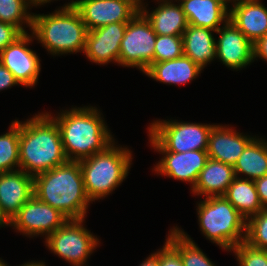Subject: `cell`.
I'll return each instance as SVG.
<instances>
[{
	"label": "cell",
	"mask_w": 267,
	"mask_h": 266,
	"mask_svg": "<svg viewBox=\"0 0 267 266\" xmlns=\"http://www.w3.org/2000/svg\"><path fill=\"white\" fill-rule=\"evenodd\" d=\"M23 122V123H22ZM20 121L19 169L35 177L68 161L56 121L47 113Z\"/></svg>",
	"instance_id": "1"
},
{
	"label": "cell",
	"mask_w": 267,
	"mask_h": 266,
	"mask_svg": "<svg viewBox=\"0 0 267 266\" xmlns=\"http://www.w3.org/2000/svg\"><path fill=\"white\" fill-rule=\"evenodd\" d=\"M59 127L68 161H80L105 150L115 140L102 113L93 106L73 107L58 115L47 112Z\"/></svg>",
	"instance_id": "2"
},
{
	"label": "cell",
	"mask_w": 267,
	"mask_h": 266,
	"mask_svg": "<svg viewBox=\"0 0 267 266\" xmlns=\"http://www.w3.org/2000/svg\"><path fill=\"white\" fill-rule=\"evenodd\" d=\"M34 195L68 219L86 217L90 204L79 161H67L34 177Z\"/></svg>",
	"instance_id": "3"
},
{
	"label": "cell",
	"mask_w": 267,
	"mask_h": 266,
	"mask_svg": "<svg viewBox=\"0 0 267 266\" xmlns=\"http://www.w3.org/2000/svg\"><path fill=\"white\" fill-rule=\"evenodd\" d=\"M34 14L31 33L51 55L84 53L88 29L74 6Z\"/></svg>",
	"instance_id": "4"
},
{
	"label": "cell",
	"mask_w": 267,
	"mask_h": 266,
	"mask_svg": "<svg viewBox=\"0 0 267 266\" xmlns=\"http://www.w3.org/2000/svg\"><path fill=\"white\" fill-rule=\"evenodd\" d=\"M114 141L105 150L79 161L84 187L91 203L108 196L128 176L132 151Z\"/></svg>",
	"instance_id": "5"
},
{
	"label": "cell",
	"mask_w": 267,
	"mask_h": 266,
	"mask_svg": "<svg viewBox=\"0 0 267 266\" xmlns=\"http://www.w3.org/2000/svg\"><path fill=\"white\" fill-rule=\"evenodd\" d=\"M200 231L221 249L230 251L245 241L247 220L224 196H209L197 206Z\"/></svg>",
	"instance_id": "6"
},
{
	"label": "cell",
	"mask_w": 267,
	"mask_h": 266,
	"mask_svg": "<svg viewBox=\"0 0 267 266\" xmlns=\"http://www.w3.org/2000/svg\"><path fill=\"white\" fill-rule=\"evenodd\" d=\"M83 219H69L45 239L46 246L55 255L72 266L86 265L87 258L100 245L96 235L83 226Z\"/></svg>",
	"instance_id": "7"
},
{
	"label": "cell",
	"mask_w": 267,
	"mask_h": 266,
	"mask_svg": "<svg viewBox=\"0 0 267 266\" xmlns=\"http://www.w3.org/2000/svg\"><path fill=\"white\" fill-rule=\"evenodd\" d=\"M214 124L154 120L148 127L150 134L166 151L181 153L207 150Z\"/></svg>",
	"instance_id": "8"
},
{
	"label": "cell",
	"mask_w": 267,
	"mask_h": 266,
	"mask_svg": "<svg viewBox=\"0 0 267 266\" xmlns=\"http://www.w3.org/2000/svg\"><path fill=\"white\" fill-rule=\"evenodd\" d=\"M156 38L151 23L139 11L127 23L120 45L119 65L136 67L144 73L154 63Z\"/></svg>",
	"instance_id": "9"
},
{
	"label": "cell",
	"mask_w": 267,
	"mask_h": 266,
	"mask_svg": "<svg viewBox=\"0 0 267 266\" xmlns=\"http://www.w3.org/2000/svg\"><path fill=\"white\" fill-rule=\"evenodd\" d=\"M74 6L88 31L111 23H128L139 11L134 0H71L63 7Z\"/></svg>",
	"instance_id": "10"
},
{
	"label": "cell",
	"mask_w": 267,
	"mask_h": 266,
	"mask_svg": "<svg viewBox=\"0 0 267 266\" xmlns=\"http://www.w3.org/2000/svg\"><path fill=\"white\" fill-rule=\"evenodd\" d=\"M68 220L59 210L33 195L12 218L11 226L22 235L28 237L42 235L46 238Z\"/></svg>",
	"instance_id": "11"
},
{
	"label": "cell",
	"mask_w": 267,
	"mask_h": 266,
	"mask_svg": "<svg viewBox=\"0 0 267 266\" xmlns=\"http://www.w3.org/2000/svg\"><path fill=\"white\" fill-rule=\"evenodd\" d=\"M149 142L155 151L164 157L155 165V173L191 184V190L200 171L208 160L207 150H194L181 153L166 151L150 134Z\"/></svg>",
	"instance_id": "12"
},
{
	"label": "cell",
	"mask_w": 267,
	"mask_h": 266,
	"mask_svg": "<svg viewBox=\"0 0 267 266\" xmlns=\"http://www.w3.org/2000/svg\"><path fill=\"white\" fill-rule=\"evenodd\" d=\"M33 38V33H23L0 51V63L13 74L19 85L24 87L35 86L41 71V60L36 52L28 47Z\"/></svg>",
	"instance_id": "13"
},
{
	"label": "cell",
	"mask_w": 267,
	"mask_h": 266,
	"mask_svg": "<svg viewBox=\"0 0 267 266\" xmlns=\"http://www.w3.org/2000/svg\"><path fill=\"white\" fill-rule=\"evenodd\" d=\"M216 39V58L233 70H241L254 61L253 43L228 19Z\"/></svg>",
	"instance_id": "14"
},
{
	"label": "cell",
	"mask_w": 267,
	"mask_h": 266,
	"mask_svg": "<svg viewBox=\"0 0 267 266\" xmlns=\"http://www.w3.org/2000/svg\"><path fill=\"white\" fill-rule=\"evenodd\" d=\"M126 26L127 23H111L88 31L84 55L96 64H119L120 45Z\"/></svg>",
	"instance_id": "15"
},
{
	"label": "cell",
	"mask_w": 267,
	"mask_h": 266,
	"mask_svg": "<svg viewBox=\"0 0 267 266\" xmlns=\"http://www.w3.org/2000/svg\"><path fill=\"white\" fill-rule=\"evenodd\" d=\"M33 195L34 177L20 169L0 174V207L10 220Z\"/></svg>",
	"instance_id": "16"
},
{
	"label": "cell",
	"mask_w": 267,
	"mask_h": 266,
	"mask_svg": "<svg viewBox=\"0 0 267 266\" xmlns=\"http://www.w3.org/2000/svg\"><path fill=\"white\" fill-rule=\"evenodd\" d=\"M255 137L242 135L228 125H214L208 141V157L234 167L245 147Z\"/></svg>",
	"instance_id": "17"
},
{
	"label": "cell",
	"mask_w": 267,
	"mask_h": 266,
	"mask_svg": "<svg viewBox=\"0 0 267 266\" xmlns=\"http://www.w3.org/2000/svg\"><path fill=\"white\" fill-rule=\"evenodd\" d=\"M229 19L253 44L267 34V7L260 0H231Z\"/></svg>",
	"instance_id": "18"
},
{
	"label": "cell",
	"mask_w": 267,
	"mask_h": 266,
	"mask_svg": "<svg viewBox=\"0 0 267 266\" xmlns=\"http://www.w3.org/2000/svg\"><path fill=\"white\" fill-rule=\"evenodd\" d=\"M188 24L217 31L229 19L231 0H177Z\"/></svg>",
	"instance_id": "19"
},
{
	"label": "cell",
	"mask_w": 267,
	"mask_h": 266,
	"mask_svg": "<svg viewBox=\"0 0 267 266\" xmlns=\"http://www.w3.org/2000/svg\"><path fill=\"white\" fill-rule=\"evenodd\" d=\"M158 1V4H160L151 12H149L145 4L142 3L140 5V12L151 23L153 31L157 35L182 36L187 29L188 22L179 1Z\"/></svg>",
	"instance_id": "20"
},
{
	"label": "cell",
	"mask_w": 267,
	"mask_h": 266,
	"mask_svg": "<svg viewBox=\"0 0 267 266\" xmlns=\"http://www.w3.org/2000/svg\"><path fill=\"white\" fill-rule=\"evenodd\" d=\"M235 178L233 166L208 158L205 167L199 173L192 192L194 195L205 197L223 196Z\"/></svg>",
	"instance_id": "21"
},
{
	"label": "cell",
	"mask_w": 267,
	"mask_h": 266,
	"mask_svg": "<svg viewBox=\"0 0 267 266\" xmlns=\"http://www.w3.org/2000/svg\"><path fill=\"white\" fill-rule=\"evenodd\" d=\"M189 57L182 55L173 60L154 62L144 72L148 77L164 84H186L195 80L202 72Z\"/></svg>",
	"instance_id": "22"
},
{
	"label": "cell",
	"mask_w": 267,
	"mask_h": 266,
	"mask_svg": "<svg viewBox=\"0 0 267 266\" xmlns=\"http://www.w3.org/2000/svg\"><path fill=\"white\" fill-rule=\"evenodd\" d=\"M213 32L216 31L188 24L182 35L184 55L202 69L216 59V38Z\"/></svg>",
	"instance_id": "23"
},
{
	"label": "cell",
	"mask_w": 267,
	"mask_h": 266,
	"mask_svg": "<svg viewBox=\"0 0 267 266\" xmlns=\"http://www.w3.org/2000/svg\"><path fill=\"white\" fill-rule=\"evenodd\" d=\"M234 170L236 177L243 174L245 179L253 181L267 175V141L255 136L238 158Z\"/></svg>",
	"instance_id": "24"
},
{
	"label": "cell",
	"mask_w": 267,
	"mask_h": 266,
	"mask_svg": "<svg viewBox=\"0 0 267 266\" xmlns=\"http://www.w3.org/2000/svg\"><path fill=\"white\" fill-rule=\"evenodd\" d=\"M223 196L246 220L264 209L259 201L254 181L241 176L234 179Z\"/></svg>",
	"instance_id": "25"
},
{
	"label": "cell",
	"mask_w": 267,
	"mask_h": 266,
	"mask_svg": "<svg viewBox=\"0 0 267 266\" xmlns=\"http://www.w3.org/2000/svg\"><path fill=\"white\" fill-rule=\"evenodd\" d=\"M166 242L180 255L184 266H216L192 238L177 226L169 231Z\"/></svg>",
	"instance_id": "26"
},
{
	"label": "cell",
	"mask_w": 267,
	"mask_h": 266,
	"mask_svg": "<svg viewBox=\"0 0 267 266\" xmlns=\"http://www.w3.org/2000/svg\"><path fill=\"white\" fill-rule=\"evenodd\" d=\"M19 140L20 121L17 119L7 133L0 135V174L19 170Z\"/></svg>",
	"instance_id": "27"
},
{
	"label": "cell",
	"mask_w": 267,
	"mask_h": 266,
	"mask_svg": "<svg viewBox=\"0 0 267 266\" xmlns=\"http://www.w3.org/2000/svg\"><path fill=\"white\" fill-rule=\"evenodd\" d=\"M31 7L30 0H0V22L11 24L22 33H27L25 25L32 30L33 13L28 11Z\"/></svg>",
	"instance_id": "28"
},
{
	"label": "cell",
	"mask_w": 267,
	"mask_h": 266,
	"mask_svg": "<svg viewBox=\"0 0 267 266\" xmlns=\"http://www.w3.org/2000/svg\"><path fill=\"white\" fill-rule=\"evenodd\" d=\"M245 242L252 247L267 250V209L247 220Z\"/></svg>",
	"instance_id": "29"
},
{
	"label": "cell",
	"mask_w": 267,
	"mask_h": 266,
	"mask_svg": "<svg viewBox=\"0 0 267 266\" xmlns=\"http://www.w3.org/2000/svg\"><path fill=\"white\" fill-rule=\"evenodd\" d=\"M184 55L182 36L157 35L154 62L173 60Z\"/></svg>",
	"instance_id": "30"
},
{
	"label": "cell",
	"mask_w": 267,
	"mask_h": 266,
	"mask_svg": "<svg viewBox=\"0 0 267 266\" xmlns=\"http://www.w3.org/2000/svg\"><path fill=\"white\" fill-rule=\"evenodd\" d=\"M232 251L237 257L239 266H267V250L252 247L244 241Z\"/></svg>",
	"instance_id": "31"
},
{
	"label": "cell",
	"mask_w": 267,
	"mask_h": 266,
	"mask_svg": "<svg viewBox=\"0 0 267 266\" xmlns=\"http://www.w3.org/2000/svg\"><path fill=\"white\" fill-rule=\"evenodd\" d=\"M159 249V266H184L180 255L167 243Z\"/></svg>",
	"instance_id": "32"
},
{
	"label": "cell",
	"mask_w": 267,
	"mask_h": 266,
	"mask_svg": "<svg viewBox=\"0 0 267 266\" xmlns=\"http://www.w3.org/2000/svg\"><path fill=\"white\" fill-rule=\"evenodd\" d=\"M23 33L15 26L0 22V51L14 42Z\"/></svg>",
	"instance_id": "33"
},
{
	"label": "cell",
	"mask_w": 267,
	"mask_h": 266,
	"mask_svg": "<svg viewBox=\"0 0 267 266\" xmlns=\"http://www.w3.org/2000/svg\"><path fill=\"white\" fill-rule=\"evenodd\" d=\"M19 85L13 74L0 63V91Z\"/></svg>",
	"instance_id": "34"
},
{
	"label": "cell",
	"mask_w": 267,
	"mask_h": 266,
	"mask_svg": "<svg viewBox=\"0 0 267 266\" xmlns=\"http://www.w3.org/2000/svg\"><path fill=\"white\" fill-rule=\"evenodd\" d=\"M258 198L264 209H267V175L254 180Z\"/></svg>",
	"instance_id": "35"
},
{
	"label": "cell",
	"mask_w": 267,
	"mask_h": 266,
	"mask_svg": "<svg viewBox=\"0 0 267 266\" xmlns=\"http://www.w3.org/2000/svg\"><path fill=\"white\" fill-rule=\"evenodd\" d=\"M254 60L260 58L267 62V34L264 37L259 38L253 44Z\"/></svg>",
	"instance_id": "36"
},
{
	"label": "cell",
	"mask_w": 267,
	"mask_h": 266,
	"mask_svg": "<svg viewBox=\"0 0 267 266\" xmlns=\"http://www.w3.org/2000/svg\"><path fill=\"white\" fill-rule=\"evenodd\" d=\"M139 266H159V249L149 255Z\"/></svg>",
	"instance_id": "37"
},
{
	"label": "cell",
	"mask_w": 267,
	"mask_h": 266,
	"mask_svg": "<svg viewBox=\"0 0 267 266\" xmlns=\"http://www.w3.org/2000/svg\"><path fill=\"white\" fill-rule=\"evenodd\" d=\"M1 226L11 227V220L7 217V215L3 212L2 208L0 207V228Z\"/></svg>",
	"instance_id": "38"
},
{
	"label": "cell",
	"mask_w": 267,
	"mask_h": 266,
	"mask_svg": "<svg viewBox=\"0 0 267 266\" xmlns=\"http://www.w3.org/2000/svg\"><path fill=\"white\" fill-rule=\"evenodd\" d=\"M30 1H31L32 6L37 7V6L44 5L46 3H50L53 0H30Z\"/></svg>",
	"instance_id": "39"
},
{
	"label": "cell",
	"mask_w": 267,
	"mask_h": 266,
	"mask_svg": "<svg viewBox=\"0 0 267 266\" xmlns=\"http://www.w3.org/2000/svg\"><path fill=\"white\" fill-rule=\"evenodd\" d=\"M20 266H46L45 262L43 261H31V262H27V263H24Z\"/></svg>",
	"instance_id": "40"
},
{
	"label": "cell",
	"mask_w": 267,
	"mask_h": 266,
	"mask_svg": "<svg viewBox=\"0 0 267 266\" xmlns=\"http://www.w3.org/2000/svg\"><path fill=\"white\" fill-rule=\"evenodd\" d=\"M0 266H8L7 263H5L1 258H0Z\"/></svg>",
	"instance_id": "41"
},
{
	"label": "cell",
	"mask_w": 267,
	"mask_h": 266,
	"mask_svg": "<svg viewBox=\"0 0 267 266\" xmlns=\"http://www.w3.org/2000/svg\"><path fill=\"white\" fill-rule=\"evenodd\" d=\"M134 1L137 2L139 5H141L144 0H134Z\"/></svg>",
	"instance_id": "42"
}]
</instances>
